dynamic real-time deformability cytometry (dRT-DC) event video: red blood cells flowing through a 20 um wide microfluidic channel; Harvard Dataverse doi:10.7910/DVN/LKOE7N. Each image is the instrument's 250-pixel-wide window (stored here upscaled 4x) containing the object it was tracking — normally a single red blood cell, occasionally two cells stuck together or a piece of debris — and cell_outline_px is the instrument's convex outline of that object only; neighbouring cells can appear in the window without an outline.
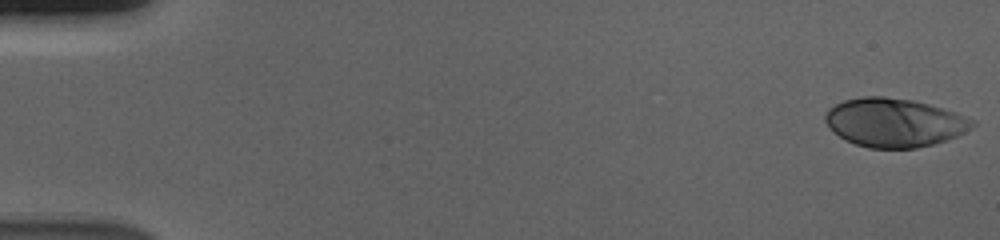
{"species": "human", "species_latin": "Homo sapiens", "temperature_condition": "cold", "stored_images_in_passage": 56, "camera_frame_rate_fps": 3000, "um_per_image_px": 0.085, "donor": {"sex": "male"}, "frame": {"image": 1, "passage_image": 1, "time_ms": 0.0, "image_size_px": [1000, 240], "cell_outline_px": [[976, 124], [964, 132], [956, 136], [932, 144], [916, 148], [868, 148], [844, 140], [832, 132], [824, 120], [824, 116], [828, 108], [844, 100], [864, 96], [884, 96], [912, 100], [928, 104], [956, 112], [976, 120]], "centroid_in_image_um": [75.98, 10.41], "position_along_channel_um": 9.0, "area_um2": 41.85}}
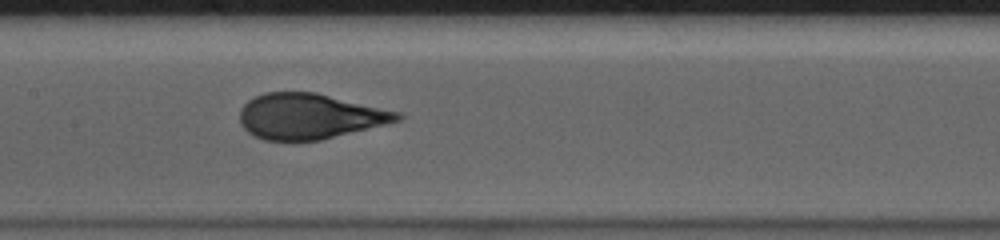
{"frame": {"image": 2, "passage_image": 28, "time_ms": 9.0, "image_size_px": [1000, 240], "cell_outline_px": [[404, 116], [400, 120], [320, 140], [264, 140], [248, 132], [240, 124], [240, 108], [248, 100], [264, 92], [316, 92], [400, 112]], "centroid_in_image_um": [26.28, 9.87], "position_along_channel_um": 181.1, "area_um2": 41.44}}
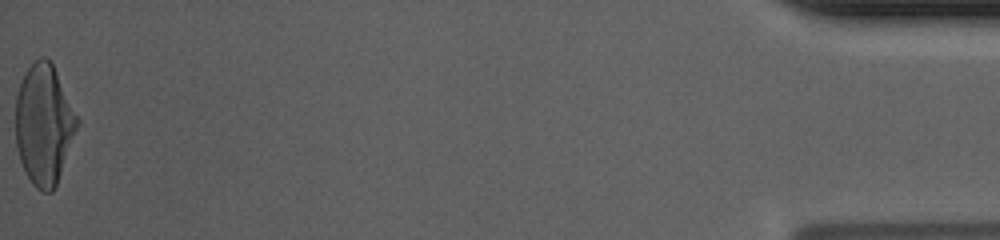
{"frame": {"image": 3, "passage_image": 56, "time_ms": 18.333, "image_size_px": [1000, 240], "cell_outline_px": [[80, 120], [56, 184], [52, 192], [44, 192], [36, 188], [32, 184], [24, 172], [20, 160], [16, 144], [16, 96], [20, 80], [28, 68], [40, 56], [44, 56], [52, 60]], "centroid_in_image_um": [3.73, 10.53], "position_along_channel_um": 431.5, "area_um2": 43.35}, "authors_computed_cell_mechanics": {"area_um2": 42.2807, "velocity_mm_per_s": 3.6929, "shape_relaxation_time_tau1_ms": 4.4284, "shape_relaxation_time_tau2_ms": null, "deformation_change_tau1": 0.2307, "deformation_change_tau2": null}}